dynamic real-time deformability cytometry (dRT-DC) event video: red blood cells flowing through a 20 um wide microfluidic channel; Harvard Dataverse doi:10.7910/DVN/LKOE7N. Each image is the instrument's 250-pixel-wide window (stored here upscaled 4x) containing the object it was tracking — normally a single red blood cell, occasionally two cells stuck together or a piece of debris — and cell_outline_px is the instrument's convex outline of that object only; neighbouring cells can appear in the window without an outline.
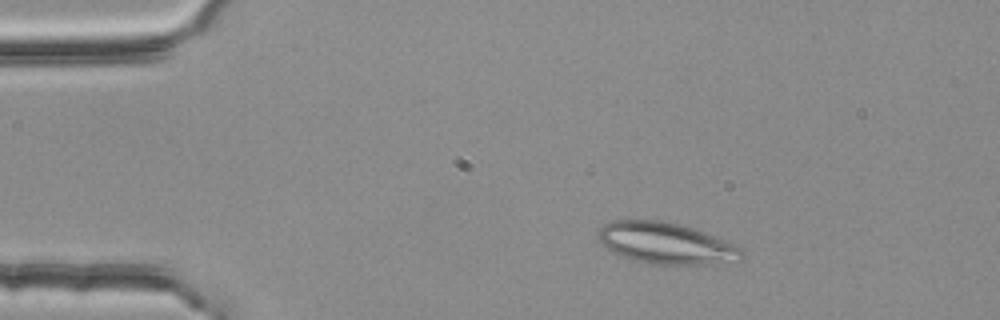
{"species": "common noctule bat (a hibernating species)", "species_latin": "Nyctalus noctula", "temperature_condition": "room temperature", "stored_images_in_passage": 3, "camera_frame_rate_fps": 3000, "um_per_image_px": 0.085, "animal": {"sex": "female", "body_mass_g": 25.1}, "frame": {"image": 1, "passage_image": 2, "time_ms": 0.333, "image_size_px": [1000, 320], "cell_outline_px": [[744, 260], [712, 264], [652, 264], [632, 260], [620, 256], [612, 252], [600, 240], [596, 232], [604, 224], [612, 220], [660, 220], [680, 224], [692, 228], [732, 244], [740, 248], [744, 252]], "centroid_in_image_um": [56.59, 20.68], "position_along_channel_um": 28.4, "area_um2": 34.45}}